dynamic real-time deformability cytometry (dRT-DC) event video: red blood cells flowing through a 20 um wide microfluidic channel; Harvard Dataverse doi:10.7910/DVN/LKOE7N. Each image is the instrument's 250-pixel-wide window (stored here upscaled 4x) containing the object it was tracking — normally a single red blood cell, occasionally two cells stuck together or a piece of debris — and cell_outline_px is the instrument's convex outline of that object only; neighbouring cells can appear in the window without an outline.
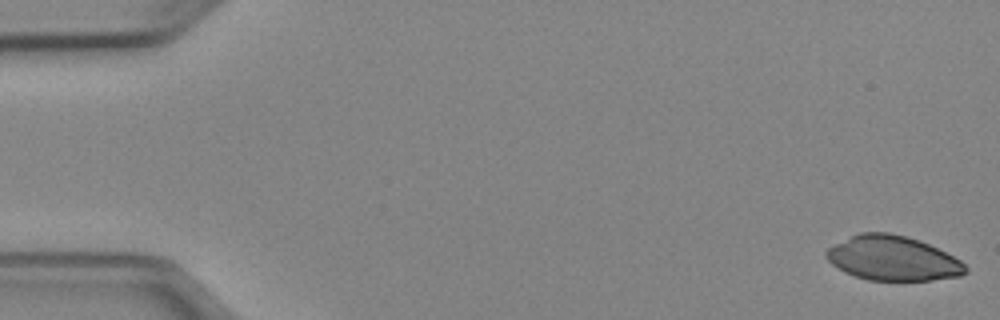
{"species": "Egyptian fruit bat (a non-hibernating species)", "species_latin": "Rousettus aegyptiacus", "temperature_condition": "cold", "stored_images_in_passage": 52, "camera_frame_rate_fps": 3000, "um_per_image_px": 0.085, "animal": {"sex": "female"}, "frame": {"image": 1, "passage_image": 1, "time_ms": 0.0, "image_size_px": [1000, 320], "cell_outline_px": [[968, 272], [960, 276], [928, 280], [868, 280], [844, 272], [832, 264], [824, 256], [824, 252], [828, 248], [860, 232], [888, 232], [920, 240], [960, 260], [968, 268]], "centroid_in_image_um": [75.87, 21.96], "position_along_channel_um": 9.1, "area_um2": 35.89}}
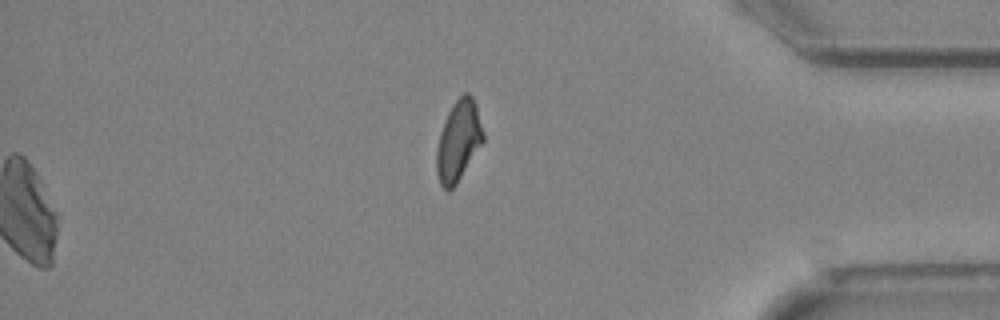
{"frame": {"image": 2, "passage_image": 52, "time_ms": 17.0, "image_size_px": [1000, 320], "cell_outline_px": [[484, 140], [456, 184], [448, 192], [440, 184], [436, 172], [436, 148], [440, 132], [448, 112], [456, 100], [464, 92], [468, 92], [472, 96], [476, 104], [484, 132]], "centroid_in_image_um": [38.96, 11.96], "position_along_channel_um": 396.2, "area_um2": 21.79}}